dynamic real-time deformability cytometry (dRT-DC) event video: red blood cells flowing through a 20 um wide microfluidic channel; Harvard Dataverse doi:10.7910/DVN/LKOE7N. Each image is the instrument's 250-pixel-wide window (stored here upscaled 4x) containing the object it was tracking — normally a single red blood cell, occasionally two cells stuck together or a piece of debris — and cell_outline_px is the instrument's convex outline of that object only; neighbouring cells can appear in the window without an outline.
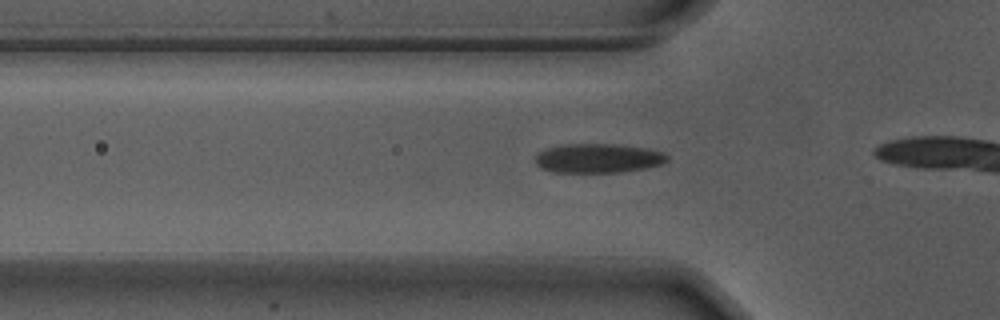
{"species": "Egyptian fruit bat (a non-hibernating species)", "species_latin": "Rousettus aegyptiacus", "temperature_condition": "warm", "stored_images_in_passage": 10, "camera_frame_rate_fps": 3000, "um_per_image_px": 0.085, "animal": {"sex": "male"}, "frame": {"image": 1, "passage_image": 5, "time_ms": 1.333, "image_size_px": [1000, 320], "cell_outline_px": [[668, 160], [664, 164], [644, 168], [616, 172], [552, 172], [540, 168], [536, 164], [536, 156], [540, 152], [548, 148], [564, 144], [612, 144], [648, 148], [664, 152], [668, 156]], "centroid_in_image_um": [50.86, 13.45], "position_along_channel_um": 74.9, "area_um2": 22.43}}
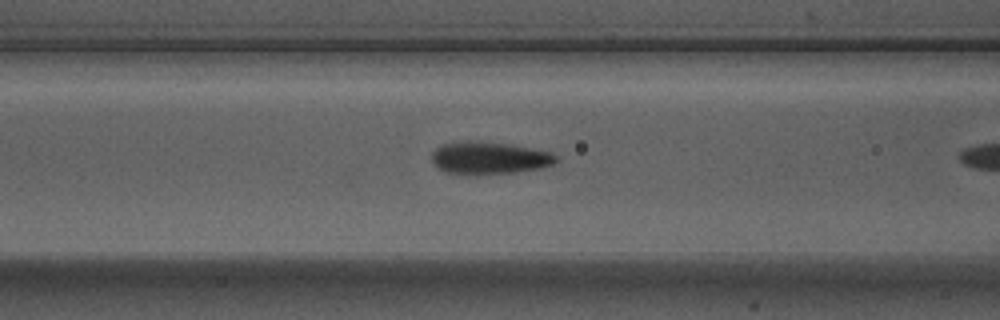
{"frame": {"image": 2, "passage_image": 9, "time_ms": 2.667, "image_size_px": [1000, 320], "cell_outline_px": [[560, 160], [544, 168], [516, 172], [476, 176], [444, 172], [432, 164], [432, 152], [440, 144], [468, 140], [476, 140], [512, 144], [552, 152]], "centroid_in_image_um": [41.57, 13.43], "position_along_channel_um": 125.0, "area_um2": 24.33}}